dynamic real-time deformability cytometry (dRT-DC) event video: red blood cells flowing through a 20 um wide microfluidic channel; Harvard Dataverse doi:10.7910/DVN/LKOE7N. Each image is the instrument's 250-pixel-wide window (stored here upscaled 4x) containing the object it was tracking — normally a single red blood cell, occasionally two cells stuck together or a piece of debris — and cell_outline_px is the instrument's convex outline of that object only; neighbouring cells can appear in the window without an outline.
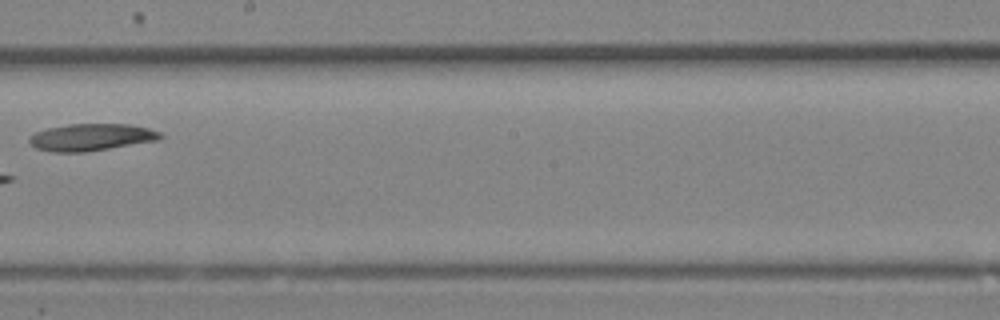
{"species": "Egyptian fruit bat (a non-hibernating species)", "species_latin": "Rousettus aegyptiacus", "temperature_condition": "room temperature", "stored_images_in_passage": 21, "camera_frame_rate_fps": 3000, "um_per_image_px": 0.085, "animal": {"sex": "female"}, "frame": {"image": 1, "passage_image": 12, "time_ms": 3.667, "image_size_px": [1000, 320], "cell_outline_px": [[164, 136], [160, 140], [84, 152], [52, 152], [36, 148], [28, 140], [28, 136], [36, 132], [48, 128], [68, 124], [128, 124], [148, 128], [160, 132]], "centroid_in_image_um": [7.76, 11.66], "position_along_channel_um": 240.4, "area_um2": 20.63}}